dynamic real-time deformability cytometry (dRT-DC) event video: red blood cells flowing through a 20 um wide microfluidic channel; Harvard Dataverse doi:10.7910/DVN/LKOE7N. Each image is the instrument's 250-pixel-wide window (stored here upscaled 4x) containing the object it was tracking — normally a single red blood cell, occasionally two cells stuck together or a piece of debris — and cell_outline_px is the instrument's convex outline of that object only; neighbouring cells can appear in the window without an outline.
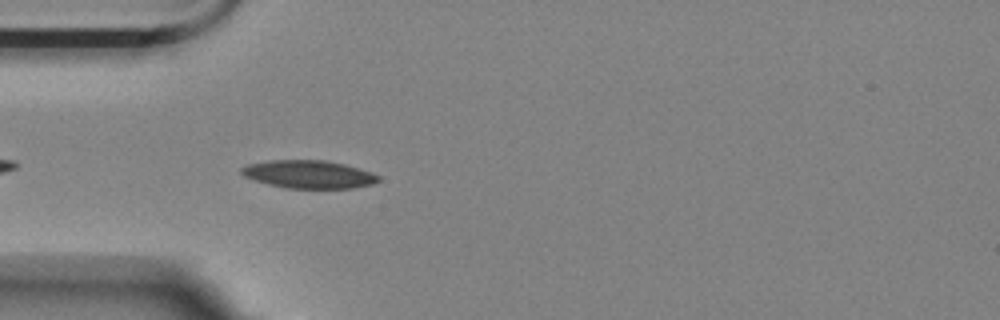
{"species": "Egyptian fruit bat (a non-hibernating species)", "species_latin": "Rousettus aegyptiacus", "temperature_condition": "room temperature", "stored_images_in_passage": 18, "camera_frame_rate_fps": 3000, "um_per_image_px": 0.085, "animal": {"sex": "female"}, "frame": {"image": 1, "passage_image": 4, "time_ms": 1.0, "image_size_px": [1000, 320], "cell_outline_px": [[380, 180], [372, 184], [352, 188], [284, 188], [268, 184], [244, 176], [240, 172], [240, 168], [248, 164], [268, 160], [324, 160], [344, 164], [372, 172], [380, 176]], "centroid_in_image_um": [26.24, 14.81], "position_along_channel_um": 58.8, "area_um2": 22.31}}
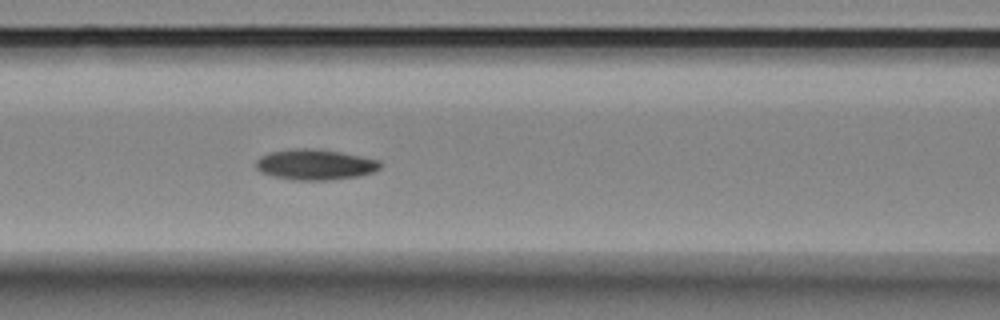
{"frame": {"image": 2, "passage_image": 11, "time_ms": 3.333, "image_size_px": [1000, 320], "cell_outline_px": [[380, 168], [372, 172], [356, 176], [328, 180], [292, 180], [272, 176], [260, 172], [256, 168], [256, 160], [260, 156], [272, 152], [296, 148], [316, 148], [340, 152], [380, 160]], "centroid_in_image_um": [26.75, 13.99], "position_along_channel_um": 139.9, "area_um2": 22.08}}
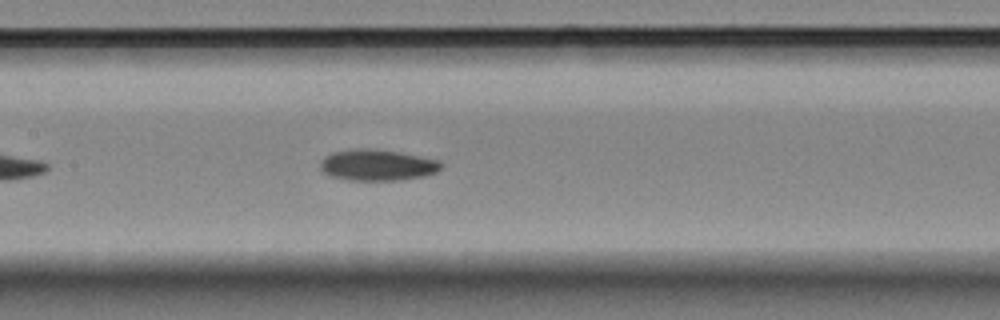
{"frame": {"image": 3, "passage_image": 14, "time_ms": 4.333, "image_size_px": [1000, 320], "cell_outline_px": [[440, 168], [436, 172], [424, 176], [400, 180], [348, 180], [328, 176], [320, 168], [320, 160], [324, 156], [332, 152], [352, 148], [368, 148], [400, 152], [440, 160]], "centroid_in_image_um": [32.02, 14.02], "position_along_channel_um": 175.4, "area_um2": 22.14}}